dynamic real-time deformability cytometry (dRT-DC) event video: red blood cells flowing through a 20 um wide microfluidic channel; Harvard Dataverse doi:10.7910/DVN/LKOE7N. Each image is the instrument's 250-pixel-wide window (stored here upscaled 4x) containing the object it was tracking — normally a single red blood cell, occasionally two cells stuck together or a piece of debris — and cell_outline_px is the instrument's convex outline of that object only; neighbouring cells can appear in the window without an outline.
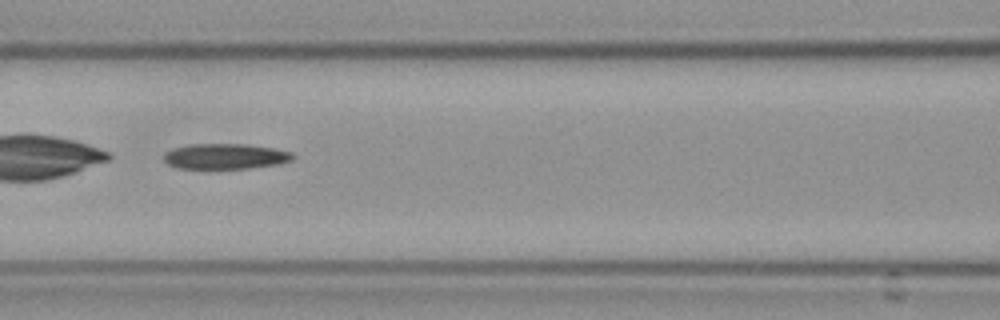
{"species": "Egyptian fruit bat (a non-hibernating species)", "species_latin": "Rousettus aegyptiacus", "temperature_condition": "cold", "stored_images_in_passage": 55, "camera_frame_rate_fps": 3000, "um_per_image_px": 0.085, "frame": {"image": 1, "passage_image": 26, "time_ms": 8.333, "image_size_px": [1000, 320], "cell_outline_px": [[296, 156], [292, 160], [280, 164], [248, 168], [176, 168], [168, 164], [164, 160], [164, 152], [172, 148], [188, 144], [244, 144], [276, 148], [292, 152]], "centroid_in_image_um": [19.17, 13.28], "position_along_channel_um": 147.4, "area_um2": 19.31}}